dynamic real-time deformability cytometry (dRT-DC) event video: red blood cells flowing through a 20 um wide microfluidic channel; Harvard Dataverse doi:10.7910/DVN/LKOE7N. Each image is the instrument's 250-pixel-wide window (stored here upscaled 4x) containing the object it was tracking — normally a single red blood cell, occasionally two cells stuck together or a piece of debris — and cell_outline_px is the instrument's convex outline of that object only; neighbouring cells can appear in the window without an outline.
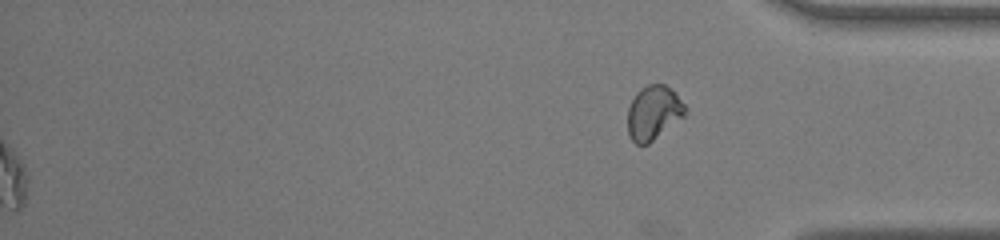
{"species": "common noctule bat (a hibernating species)", "species_latin": "Nyctalus noctula", "temperature_condition": "warm", "stored_images_in_passage": 31, "segment_of_instrument_passage": [2, 2], "camera_frame_rate_fps": 3000, "um_per_image_px": 0.085, "animal": {"sex": "male", "body_mass_g": 19.0, "forearm_length_mm": 50.8}, "frame": {"image": 1, "passage_image": 31, "time_ms": 10.0, "image_size_px": [1000, 240], "cell_outline_px": [[688, 112], [684, 116], [648, 144], [636, 144], [632, 140], [628, 132], [628, 108], [636, 92], [640, 88], [648, 84], [664, 84], [672, 88], [684, 104]], "centroid_in_image_um": [55.55, 9.56], "position_along_channel_um": 379.6, "area_um2": 18.15}}